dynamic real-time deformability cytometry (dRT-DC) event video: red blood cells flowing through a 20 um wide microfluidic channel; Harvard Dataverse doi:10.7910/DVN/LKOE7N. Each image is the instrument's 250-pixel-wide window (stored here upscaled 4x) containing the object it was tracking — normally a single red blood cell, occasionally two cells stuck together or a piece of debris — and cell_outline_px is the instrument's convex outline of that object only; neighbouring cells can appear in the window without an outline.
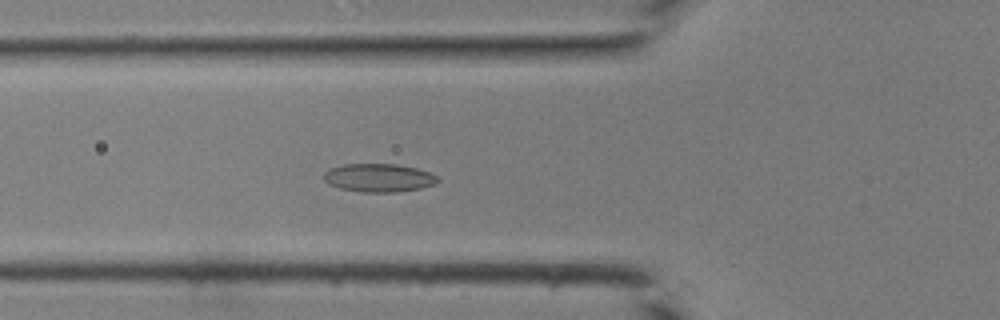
{"species": "common noctule bat (a hibernating species)", "species_latin": "Nyctalus noctula", "temperature_condition": "room temperature", "stored_images_in_passage": 45, "camera_frame_rate_fps": 3000, "um_per_image_px": 0.085, "animal": {"sex": "male", "body_mass_g": 19.0, "forearm_length_mm": 50.8}, "frame": {"image": 1, "passage_image": 17, "time_ms": 5.333, "image_size_px": [1000, 320], "cell_outline_px": [[440, 180], [436, 184], [420, 188], [396, 192], [364, 192], [340, 188], [328, 184], [324, 180], [324, 172], [328, 168], [344, 164], [396, 164], [416, 168], [428, 172], [436, 176]], "centroid_in_image_um": [32.17, 15.11], "position_along_channel_um": 93.6, "area_um2": 18.79}}
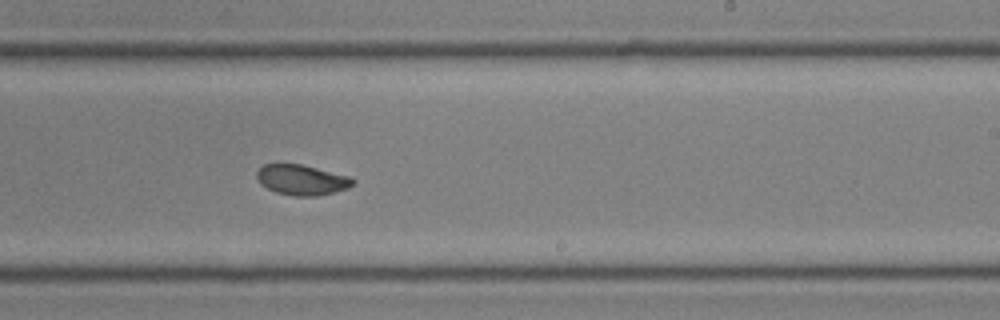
{"frame": {"image": 2, "passage_image": 28, "time_ms": 9.0, "image_size_px": [1000, 320], "cell_outline_px": [[356, 184], [348, 188], [316, 196], [292, 196], [276, 192], [260, 184], [256, 176], [256, 172], [264, 164], [300, 164], [348, 176], [356, 180]], "centroid_in_image_um": [25.65, 15.29], "position_along_channel_um": 263.4, "area_um2": 16.88}}
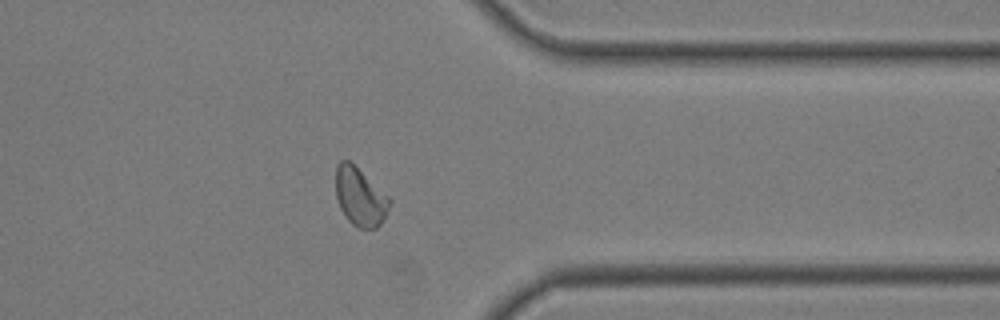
{"frame": {"image": 3, "passage_image": 36, "time_ms": 11.667, "image_size_px": [1000, 320], "cell_outline_px": [[392, 200], [388, 212], [384, 220], [376, 228], [360, 228], [352, 224], [348, 220], [340, 208], [336, 196], [336, 164], [340, 160], [348, 160], [388, 196]], "centroid_in_image_um": [30.61, 16.75], "position_along_channel_um": 380.8, "area_um2": 18.09}}